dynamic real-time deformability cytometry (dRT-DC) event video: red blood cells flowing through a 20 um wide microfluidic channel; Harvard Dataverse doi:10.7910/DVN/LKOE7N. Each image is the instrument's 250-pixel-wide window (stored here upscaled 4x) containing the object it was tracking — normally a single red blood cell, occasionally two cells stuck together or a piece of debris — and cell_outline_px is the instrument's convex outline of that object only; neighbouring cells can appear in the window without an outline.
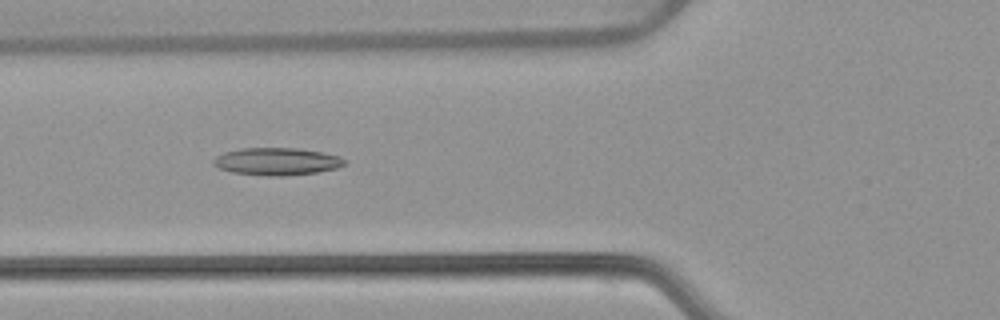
{"species": "common noctule bat (a hibernating species)", "species_latin": "Nyctalus noctula", "temperature_condition": "warm", "stored_images_in_passage": 43, "camera_frame_rate_fps": 3000, "um_per_image_px": 0.085, "animal": {"sex": "female", "body_mass_g": 22.7, "forearm_length_mm": 54.2}, "frame": {"image": 1, "passage_image": 10, "time_ms": 3.0, "image_size_px": [1000, 320], "cell_outline_px": [[344, 164], [336, 168], [316, 172], [284, 176], [268, 176], [232, 172], [220, 168], [212, 164], [212, 160], [216, 156], [224, 152], [240, 148], [296, 148], [324, 152], [340, 156], [344, 160]], "centroid_in_image_um": [23.5, 13.72], "position_along_channel_um": 102.3, "area_um2": 20.92}}
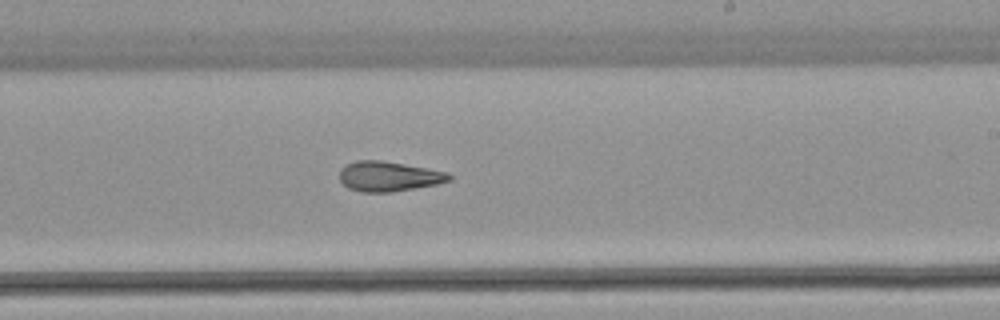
{"frame": {"image": 2, "passage_image": 22, "time_ms": 7.0, "image_size_px": [1000, 320], "cell_outline_px": [[452, 180], [436, 184], [392, 192], [360, 192], [348, 188], [340, 180], [340, 168], [356, 160], [380, 160], [404, 164], [448, 172], [452, 176]], "centroid_in_image_um": [33.03, 14.99], "position_along_channel_um": 256.0, "area_um2": 19.07}}
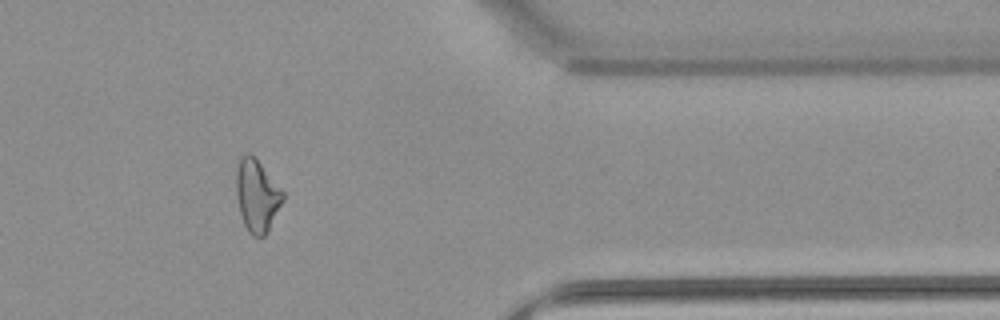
{"frame": {"image": 3, "passage_image": 34, "time_ms": 11.0, "image_size_px": [1000, 320], "cell_outline_px": [[284, 200], [264, 236], [252, 236], [248, 232], [244, 224], [240, 212], [236, 196], [236, 168], [240, 156], [244, 152], [248, 152], [256, 156], [284, 192]], "centroid_in_image_um": [21.82, 16.55], "position_along_channel_um": 389.6, "area_um2": 19.88}, "authors_computed_cell_mechanics": {"area_um2": 19.8254, "velocity_mm_per_s": 3.8483, "shape_relaxation_time_tau1_ms": null, "shape_relaxation_time_tau2_ms": 6.6629, "deformation_change_tau1": null, "deformation_change_tau2": 0.198}}